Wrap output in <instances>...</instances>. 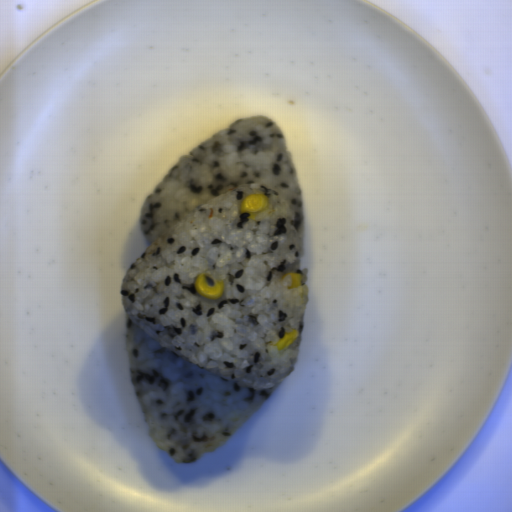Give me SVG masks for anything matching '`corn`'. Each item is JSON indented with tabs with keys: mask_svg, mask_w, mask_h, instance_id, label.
Segmentation results:
<instances>
[{
	"mask_svg": "<svg viewBox=\"0 0 512 512\" xmlns=\"http://www.w3.org/2000/svg\"><path fill=\"white\" fill-rule=\"evenodd\" d=\"M268 206L269 200L265 194L254 193L244 197L239 207V213H248L249 216H247V219L254 221Z\"/></svg>",
	"mask_w": 512,
	"mask_h": 512,
	"instance_id": "obj_1",
	"label": "corn"
},
{
	"mask_svg": "<svg viewBox=\"0 0 512 512\" xmlns=\"http://www.w3.org/2000/svg\"><path fill=\"white\" fill-rule=\"evenodd\" d=\"M196 293L207 299L217 300L221 298L225 292L223 280H219L215 285H208L204 273L197 276L195 280Z\"/></svg>",
	"mask_w": 512,
	"mask_h": 512,
	"instance_id": "obj_2",
	"label": "corn"
},
{
	"mask_svg": "<svg viewBox=\"0 0 512 512\" xmlns=\"http://www.w3.org/2000/svg\"><path fill=\"white\" fill-rule=\"evenodd\" d=\"M298 335L299 331H297L296 329H293L290 332L285 333L284 337L278 340V342L275 344V347L278 349V351H281L289 347L296 341Z\"/></svg>",
	"mask_w": 512,
	"mask_h": 512,
	"instance_id": "obj_3",
	"label": "corn"
},
{
	"mask_svg": "<svg viewBox=\"0 0 512 512\" xmlns=\"http://www.w3.org/2000/svg\"><path fill=\"white\" fill-rule=\"evenodd\" d=\"M287 277L292 278V285L288 286V290L296 289L302 285V276L299 273L288 271L287 273L282 275V280H284Z\"/></svg>",
	"mask_w": 512,
	"mask_h": 512,
	"instance_id": "obj_4",
	"label": "corn"
}]
</instances>
